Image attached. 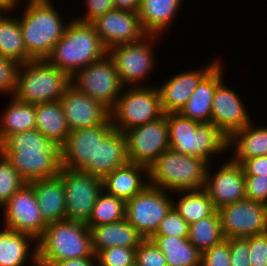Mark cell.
I'll use <instances>...</instances> for the list:
<instances>
[{
	"mask_svg": "<svg viewBox=\"0 0 267 266\" xmlns=\"http://www.w3.org/2000/svg\"><path fill=\"white\" fill-rule=\"evenodd\" d=\"M0 150L27 183L57 177L62 168L61 148L36 129L10 135Z\"/></svg>",
	"mask_w": 267,
	"mask_h": 266,
	"instance_id": "6da1fadb",
	"label": "cell"
},
{
	"mask_svg": "<svg viewBox=\"0 0 267 266\" xmlns=\"http://www.w3.org/2000/svg\"><path fill=\"white\" fill-rule=\"evenodd\" d=\"M107 53L108 49L94 27L75 19L68 22L64 35L46 60L71 78L78 70L102 59Z\"/></svg>",
	"mask_w": 267,
	"mask_h": 266,
	"instance_id": "7a4b0ae2",
	"label": "cell"
},
{
	"mask_svg": "<svg viewBox=\"0 0 267 266\" xmlns=\"http://www.w3.org/2000/svg\"><path fill=\"white\" fill-rule=\"evenodd\" d=\"M51 1L24 0L27 4L18 17L26 51L33 60L46 59L68 26Z\"/></svg>",
	"mask_w": 267,
	"mask_h": 266,
	"instance_id": "3957f363",
	"label": "cell"
},
{
	"mask_svg": "<svg viewBox=\"0 0 267 266\" xmlns=\"http://www.w3.org/2000/svg\"><path fill=\"white\" fill-rule=\"evenodd\" d=\"M170 149L177 153L197 156L208 163L214 155L228 150L226 137L214 124L199 123L179 113H166Z\"/></svg>",
	"mask_w": 267,
	"mask_h": 266,
	"instance_id": "277c9868",
	"label": "cell"
},
{
	"mask_svg": "<svg viewBox=\"0 0 267 266\" xmlns=\"http://www.w3.org/2000/svg\"><path fill=\"white\" fill-rule=\"evenodd\" d=\"M208 165L200 157L177 153L169 148L149 167V184L174 193L202 189Z\"/></svg>",
	"mask_w": 267,
	"mask_h": 266,
	"instance_id": "5b68a950",
	"label": "cell"
},
{
	"mask_svg": "<svg viewBox=\"0 0 267 266\" xmlns=\"http://www.w3.org/2000/svg\"><path fill=\"white\" fill-rule=\"evenodd\" d=\"M70 82L64 71L46 59L30 60L19 65L13 97L35 105L58 101Z\"/></svg>",
	"mask_w": 267,
	"mask_h": 266,
	"instance_id": "8992f818",
	"label": "cell"
},
{
	"mask_svg": "<svg viewBox=\"0 0 267 266\" xmlns=\"http://www.w3.org/2000/svg\"><path fill=\"white\" fill-rule=\"evenodd\" d=\"M37 252L46 262L96 256L89 227L67 219L47 225L37 240Z\"/></svg>",
	"mask_w": 267,
	"mask_h": 266,
	"instance_id": "52a82bcc",
	"label": "cell"
},
{
	"mask_svg": "<svg viewBox=\"0 0 267 266\" xmlns=\"http://www.w3.org/2000/svg\"><path fill=\"white\" fill-rule=\"evenodd\" d=\"M163 115L158 86L147 85L127 87V90L124 87L115 107L110 111L114 129L123 133L153 122Z\"/></svg>",
	"mask_w": 267,
	"mask_h": 266,
	"instance_id": "ba28073f",
	"label": "cell"
},
{
	"mask_svg": "<svg viewBox=\"0 0 267 266\" xmlns=\"http://www.w3.org/2000/svg\"><path fill=\"white\" fill-rule=\"evenodd\" d=\"M70 81L78 91L100 102L109 111L115 107L124 88L114 62L108 54L78 70Z\"/></svg>",
	"mask_w": 267,
	"mask_h": 266,
	"instance_id": "9c48e42d",
	"label": "cell"
},
{
	"mask_svg": "<svg viewBox=\"0 0 267 266\" xmlns=\"http://www.w3.org/2000/svg\"><path fill=\"white\" fill-rule=\"evenodd\" d=\"M157 38L155 35H147L139 42L115 45L108 49L107 54L114 62L124 87L145 86L141 85L142 81L155 68L152 48Z\"/></svg>",
	"mask_w": 267,
	"mask_h": 266,
	"instance_id": "30bf717a",
	"label": "cell"
},
{
	"mask_svg": "<svg viewBox=\"0 0 267 266\" xmlns=\"http://www.w3.org/2000/svg\"><path fill=\"white\" fill-rule=\"evenodd\" d=\"M114 129L109 117L98 126L72 130L61 147L62 167L96 177L97 145Z\"/></svg>",
	"mask_w": 267,
	"mask_h": 266,
	"instance_id": "8fae6325",
	"label": "cell"
},
{
	"mask_svg": "<svg viewBox=\"0 0 267 266\" xmlns=\"http://www.w3.org/2000/svg\"><path fill=\"white\" fill-rule=\"evenodd\" d=\"M165 190L150 184L133 198L126 201L125 219L145 239L151 238L161 221L173 207V199Z\"/></svg>",
	"mask_w": 267,
	"mask_h": 266,
	"instance_id": "7c38bea8",
	"label": "cell"
},
{
	"mask_svg": "<svg viewBox=\"0 0 267 266\" xmlns=\"http://www.w3.org/2000/svg\"><path fill=\"white\" fill-rule=\"evenodd\" d=\"M58 177L65 188L66 219L86 224L97 197L103 190L102 179L64 167Z\"/></svg>",
	"mask_w": 267,
	"mask_h": 266,
	"instance_id": "4fadbf2b",
	"label": "cell"
},
{
	"mask_svg": "<svg viewBox=\"0 0 267 266\" xmlns=\"http://www.w3.org/2000/svg\"><path fill=\"white\" fill-rule=\"evenodd\" d=\"M224 239L247 238L267 232V205L249 199L218 209Z\"/></svg>",
	"mask_w": 267,
	"mask_h": 266,
	"instance_id": "5bb4252c",
	"label": "cell"
},
{
	"mask_svg": "<svg viewBox=\"0 0 267 266\" xmlns=\"http://www.w3.org/2000/svg\"><path fill=\"white\" fill-rule=\"evenodd\" d=\"M129 162L150 167L151 164L170 148L167 117L134 127L124 132Z\"/></svg>",
	"mask_w": 267,
	"mask_h": 266,
	"instance_id": "9a60e30c",
	"label": "cell"
},
{
	"mask_svg": "<svg viewBox=\"0 0 267 266\" xmlns=\"http://www.w3.org/2000/svg\"><path fill=\"white\" fill-rule=\"evenodd\" d=\"M2 208L5 228L29 234L36 240L43 235L48 224L41 215L30 183H25Z\"/></svg>",
	"mask_w": 267,
	"mask_h": 266,
	"instance_id": "2e32d148",
	"label": "cell"
},
{
	"mask_svg": "<svg viewBox=\"0 0 267 266\" xmlns=\"http://www.w3.org/2000/svg\"><path fill=\"white\" fill-rule=\"evenodd\" d=\"M107 49L120 44L135 43L147 36L138 12L113 9L90 23Z\"/></svg>",
	"mask_w": 267,
	"mask_h": 266,
	"instance_id": "e0dca14e",
	"label": "cell"
},
{
	"mask_svg": "<svg viewBox=\"0 0 267 266\" xmlns=\"http://www.w3.org/2000/svg\"><path fill=\"white\" fill-rule=\"evenodd\" d=\"M208 165L204 189L218 210L220 207L246 199L245 173L241 164L231 159L212 174ZM213 176H212V175Z\"/></svg>",
	"mask_w": 267,
	"mask_h": 266,
	"instance_id": "ac0fdd59",
	"label": "cell"
},
{
	"mask_svg": "<svg viewBox=\"0 0 267 266\" xmlns=\"http://www.w3.org/2000/svg\"><path fill=\"white\" fill-rule=\"evenodd\" d=\"M252 122L239 94L223 81L216 87L211 108V123L226 137Z\"/></svg>",
	"mask_w": 267,
	"mask_h": 266,
	"instance_id": "d6986e66",
	"label": "cell"
},
{
	"mask_svg": "<svg viewBox=\"0 0 267 266\" xmlns=\"http://www.w3.org/2000/svg\"><path fill=\"white\" fill-rule=\"evenodd\" d=\"M59 101L70 131L98 126L110 117V111L105 106L81 93L71 84Z\"/></svg>",
	"mask_w": 267,
	"mask_h": 266,
	"instance_id": "ffe728a7",
	"label": "cell"
},
{
	"mask_svg": "<svg viewBox=\"0 0 267 266\" xmlns=\"http://www.w3.org/2000/svg\"><path fill=\"white\" fill-rule=\"evenodd\" d=\"M218 59L208 63L207 67L180 72L170 77L158 87L163 113H179L200 81L219 63Z\"/></svg>",
	"mask_w": 267,
	"mask_h": 266,
	"instance_id": "44dd1931",
	"label": "cell"
},
{
	"mask_svg": "<svg viewBox=\"0 0 267 266\" xmlns=\"http://www.w3.org/2000/svg\"><path fill=\"white\" fill-rule=\"evenodd\" d=\"M142 175L147 176L145 177L147 181ZM148 179L149 167L128 161L125 165L114 169L102 180L103 190L109 195L127 201L149 185Z\"/></svg>",
	"mask_w": 267,
	"mask_h": 266,
	"instance_id": "7402d4cb",
	"label": "cell"
},
{
	"mask_svg": "<svg viewBox=\"0 0 267 266\" xmlns=\"http://www.w3.org/2000/svg\"><path fill=\"white\" fill-rule=\"evenodd\" d=\"M221 61L200 81L179 114L199 123L211 122L212 100L216 87L223 81Z\"/></svg>",
	"mask_w": 267,
	"mask_h": 266,
	"instance_id": "603a6c76",
	"label": "cell"
},
{
	"mask_svg": "<svg viewBox=\"0 0 267 266\" xmlns=\"http://www.w3.org/2000/svg\"><path fill=\"white\" fill-rule=\"evenodd\" d=\"M35 191L44 221L49 224L66 219L65 188L61 179H37L29 182Z\"/></svg>",
	"mask_w": 267,
	"mask_h": 266,
	"instance_id": "cb8c5ba5",
	"label": "cell"
},
{
	"mask_svg": "<svg viewBox=\"0 0 267 266\" xmlns=\"http://www.w3.org/2000/svg\"><path fill=\"white\" fill-rule=\"evenodd\" d=\"M89 229L95 255L101 250L114 246L138 247L145 240L144 236L125 218Z\"/></svg>",
	"mask_w": 267,
	"mask_h": 266,
	"instance_id": "d4e9b609",
	"label": "cell"
},
{
	"mask_svg": "<svg viewBox=\"0 0 267 266\" xmlns=\"http://www.w3.org/2000/svg\"><path fill=\"white\" fill-rule=\"evenodd\" d=\"M183 0H142L138 15L147 35L159 36L172 25ZM161 33V34H160Z\"/></svg>",
	"mask_w": 267,
	"mask_h": 266,
	"instance_id": "484cf974",
	"label": "cell"
},
{
	"mask_svg": "<svg viewBox=\"0 0 267 266\" xmlns=\"http://www.w3.org/2000/svg\"><path fill=\"white\" fill-rule=\"evenodd\" d=\"M35 129L60 148L65 144L70 128L59 100L36 104Z\"/></svg>",
	"mask_w": 267,
	"mask_h": 266,
	"instance_id": "4316f807",
	"label": "cell"
},
{
	"mask_svg": "<svg viewBox=\"0 0 267 266\" xmlns=\"http://www.w3.org/2000/svg\"><path fill=\"white\" fill-rule=\"evenodd\" d=\"M235 149L233 161L241 164L245 159L267 155V127L253 126L250 122L228 138V149Z\"/></svg>",
	"mask_w": 267,
	"mask_h": 266,
	"instance_id": "83f0119b",
	"label": "cell"
},
{
	"mask_svg": "<svg viewBox=\"0 0 267 266\" xmlns=\"http://www.w3.org/2000/svg\"><path fill=\"white\" fill-rule=\"evenodd\" d=\"M128 162L125 134L113 129L97 145L96 177L104 179L114 169Z\"/></svg>",
	"mask_w": 267,
	"mask_h": 266,
	"instance_id": "f1b7e54d",
	"label": "cell"
},
{
	"mask_svg": "<svg viewBox=\"0 0 267 266\" xmlns=\"http://www.w3.org/2000/svg\"><path fill=\"white\" fill-rule=\"evenodd\" d=\"M3 228L0 231V266H24L28 257L30 262L38 256L37 240L33 236ZM32 240L36 241L33 250L29 249Z\"/></svg>",
	"mask_w": 267,
	"mask_h": 266,
	"instance_id": "f546056e",
	"label": "cell"
},
{
	"mask_svg": "<svg viewBox=\"0 0 267 266\" xmlns=\"http://www.w3.org/2000/svg\"><path fill=\"white\" fill-rule=\"evenodd\" d=\"M8 105L0 117V145L10 135L34 130L36 126L35 104L21 102L12 96Z\"/></svg>",
	"mask_w": 267,
	"mask_h": 266,
	"instance_id": "4dcf8cb0",
	"label": "cell"
},
{
	"mask_svg": "<svg viewBox=\"0 0 267 266\" xmlns=\"http://www.w3.org/2000/svg\"><path fill=\"white\" fill-rule=\"evenodd\" d=\"M150 239L165 255L167 266H201L202 253L188 237L152 236Z\"/></svg>",
	"mask_w": 267,
	"mask_h": 266,
	"instance_id": "1f68e13d",
	"label": "cell"
},
{
	"mask_svg": "<svg viewBox=\"0 0 267 266\" xmlns=\"http://www.w3.org/2000/svg\"><path fill=\"white\" fill-rule=\"evenodd\" d=\"M0 55L19 64L33 60L26 51L19 18L9 14L0 17Z\"/></svg>",
	"mask_w": 267,
	"mask_h": 266,
	"instance_id": "d6a6232c",
	"label": "cell"
},
{
	"mask_svg": "<svg viewBox=\"0 0 267 266\" xmlns=\"http://www.w3.org/2000/svg\"><path fill=\"white\" fill-rule=\"evenodd\" d=\"M176 193L181 195L177 203L173 201V207L189 225L207 218L217 210L204 188Z\"/></svg>",
	"mask_w": 267,
	"mask_h": 266,
	"instance_id": "836d02e7",
	"label": "cell"
},
{
	"mask_svg": "<svg viewBox=\"0 0 267 266\" xmlns=\"http://www.w3.org/2000/svg\"><path fill=\"white\" fill-rule=\"evenodd\" d=\"M224 239L218 210L189 226L188 240L202 253Z\"/></svg>",
	"mask_w": 267,
	"mask_h": 266,
	"instance_id": "e575fe53",
	"label": "cell"
},
{
	"mask_svg": "<svg viewBox=\"0 0 267 266\" xmlns=\"http://www.w3.org/2000/svg\"><path fill=\"white\" fill-rule=\"evenodd\" d=\"M126 201L104 190L98 195L86 225L89 228L115 223L125 218Z\"/></svg>",
	"mask_w": 267,
	"mask_h": 266,
	"instance_id": "d590c367",
	"label": "cell"
},
{
	"mask_svg": "<svg viewBox=\"0 0 267 266\" xmlns=\"http://www.w3.org/2000/svg\"><path fill=\"white\" fill-rule=\"evenodd\" d=\"M27 183L20 173L12 166L10 160L0 150V206L1 208L10 198Z\"/></svg>",
	"mask_w": 267,
	"mask_h": 266,
	"instance_id": "8d00e7d4",
	"label": "cell"
},
{
	"mask_svg": "<svg viewBox=\"0 0 267 266\" xmlns=\"http://www.w3.org/2000/svg\"><path fill=\"white\" fill-rule=\"evenodd\" d=\"M137 247L114 246L101 250L97 255L99 266H134Z\"/></svg>",
	"mask_w": 267,
	"mask_h": 266,
	"instance_id": "74e56055",
	"label": "cell"
},
{
	"mask_svg": "<svg viewBox=\"0 0 267 266\" xmlns=\"http://www.w3.org/2000/svg\"><path fill=\"white\" fill-rule=\"evenodd\" d=\"M189 226L187 221L172 207L153 236L188 237Z\"/></svg>",
	"mask_w": 267,
	"mask_h": 266,
	"instance_id": "f35d334b",
	"label": "cell"
},
{
	"mask_svg": "<svg viewBox=\"0 0 267 266\" xmlns=\"http://www.w3.org/2000/svg\"><path fill=\"white\" fill-rule=\"evenodd\" d=\"M135 264L137 266H167V261L159 247L149 238L136 248Z\"/></svg>",
	"mask_w": 267,
	"mask_h": 266,
	"instance_id": "ab89813d",
	"label": "cell"
},
{
	"mask_svg": "<svg viewBox=\"0 0 267 266\" xmlns=\"http://www.w3.org/2000/svg\"><path fill=\"white\" fill-rule=\"evenodd\" d=\"M201 266H231L230 239H223L219 244L203 251Z\"/></svg>",
	"mask_w": 267,
	"mask_h": 266,
	"instance_id": "60d3db41",
	"label": "cell"
},
{
	"mask_svg": "<svg viewBox=\"0 0 267 266\" xmlns=\"http://www.w3.org/2000/svg\"><path fill=\"white\" fill-rule=\"evenodd\" d=\"M19 63L0 55V93L14 94Z\"/></svg>",
	"mask_w": 267,
	"mask_h": 266,
	"instance_id": "b9f144b4",
	"label": "cell"
},
{
	"mask_svg": "<svg viewBox=\"0 0 267 266\" xmlns=\"http://www.w3.org/2000/svg\"><path fill=\"white\" fill-rule=\"evenodd\" d=\"M246 199L267 205V176H245Z\"/></svg>",
	"mask_w": 267,
	"mask_h": 266,
	"instance_id": "7bdbcfd3",
	"label": "cell"
},
{
	"mask_svg": "<svg viewBox=\"0 0 267 266\" xmlns=\"http://www.w3.org/2000/svg\"><path fill=\"white\" fill-rule=\"evenodd\" d=\"M251 266H267V232L249 237Z\"/></svg>",
	"mask_w": 267,
	"mask_h": 266,
	"instance_id": "ee69618b",
	"label": "cell"
},
{
	"mask_svg": "<svg viewBox=\"0 0 267 266\" xmlns=\"http://www.w3.org/2000/svg\"><path fill=\"white\" fill-rule=\"evenodd\" d=\"M231 266H251L249 256V237L230 239Z\"/></svg>",
	"mask_w": 267,
	"mask_h": 266,
	"instance_id": "f6af8a7d",
	"label": "cell"
},
{
	"mask_svg": "<svg viewBox=\"0 0 267 266\" xmlns=\"http://www.w3.org/2000/svg\"><path fill=\"white\" fill-rule=\"evenodd\" d=\"M85 2L86 13L83 17L75 18L82 23H91L106 12L115 9L113 0H86Z\"/></svg>",
	"mask_w": 267,
	"mask_h": 266,
	"instance_id": "bcb514c9",
	"label": "cell"
},
{
	"mask_svg": "<svg viewBox=\"0 0 267 266\" xmlns=\"http://www.w3.org/2000/svg\"><path fill=\"white\" fill-rule=\"evenodd\" d=\"M241 165L245 176H267V155L245 159Z\"/></svg>",
	"mask_w": 267,
	"mask_h": 266,
	"instance_id": "7dc6e473",
	"label": "cell"
},
{
	"mask_svg": "<svg viewBox=\"0 0 267 266\" xmlns=\"http://www.w3.org/2000/svg\"><path fill=\"white\" fill-rule=\"evenodd\" d=\"M52 266H96L97 257H85V258H75L68 260H60L55 262H49Z\"/></svg>",
	"mask_w": 267,
	"mask_h": 266,
	"instance_id": "c3c4849f",
	"label": "cell"
},
{
	"mask_svg": "<svg viewBox=\"0 0 267 266\" xmlns=\"http://www.w3.org/2000/svg\"><path fill=\"white\" fill-rule=\"evenodd\" d=\"M142 0H113L115 9L138 12Z\"/></svg>",
	"mask_w": 267,
	"mask_h": 266,
	"instance_id": "681fc988",
	"label": "cell"
},
{
	"mask_svg": "<svg viewBox=\"0 0 267 266\" xmlns=\"http://www.w3.org/2000/svg\"><path fill=\"white\" fill-rule=\"evenodd\" d=\"M20 3L21 0H0V12L7 14L12 11H15L17 8L16 6H18Z\"/></svg>",
	"mask_w": 267,
	"mask_h": 266,
	"instance_id": "f907efd6",
	"label": "cell"
},
{
	"mask_svg": "<svg viewBox=\"0 0 267 266\" xmlns=\"http://www.w3.org/2000/svg\"><path fill=\"white\" fill-rule=\"evenodd\" d=\"M32 263V264H31ZM31 266H52L51 263L40 259L38 256L30 262Z\"/></svg>",
	"mask_w": 267,
	"mask_h": 266,
	"instance_id": "816d5d0a",
	"label": "cell"
}]
</instances>
